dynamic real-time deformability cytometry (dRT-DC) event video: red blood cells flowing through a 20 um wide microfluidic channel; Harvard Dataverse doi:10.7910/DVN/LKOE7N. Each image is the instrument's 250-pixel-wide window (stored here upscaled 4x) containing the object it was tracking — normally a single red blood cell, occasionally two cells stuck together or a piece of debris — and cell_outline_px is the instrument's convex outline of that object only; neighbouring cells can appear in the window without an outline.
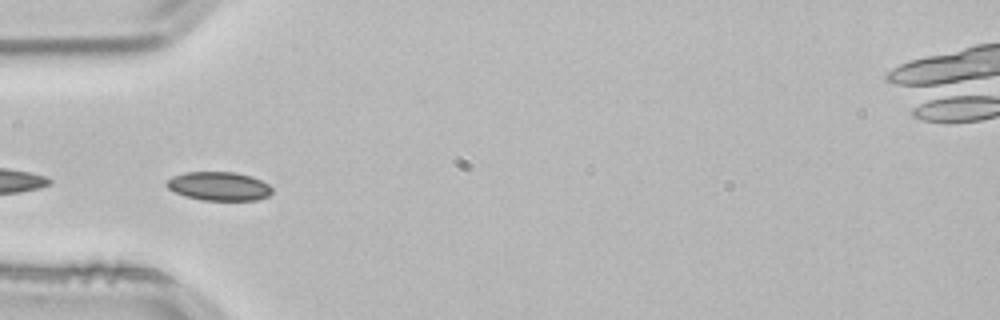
{"species": "common noctule bat (a hibernating species)", "species_latin": "Nyctalus noctula", "temperature_condition": "room temperature", "stored_images_in_passage": 37, "camera_frame_rate_fps": 3000, "um_per_image_px": 0.085, "animal": {"sex": "male", "body_mass_g": 21.5, "forearm_length_mm": 52.0}, "frame": {"image": 1, "passage_image": 1, "time_ms": 0.0, "image_size_px": [1000, 320], "cell_outline_px": [[272, 192], [268, 196], [256, 200], [200, 200], [184, 196], [168, 188], [164, 184], [164, 180], [172, 176], [184, 172], [236, 172], [252, 176], [268, 184], [272, 188]], "centroid_in_image_um": [18.57, 15.82], "position_along_channel_um": 66.4, "area_um2": 17.86}}
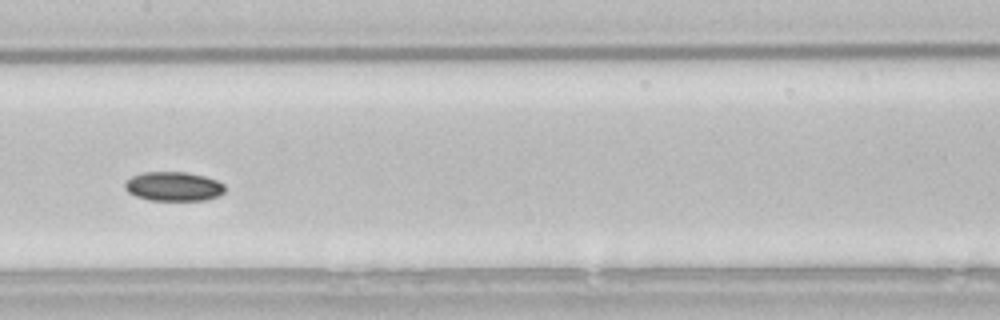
{"frame": {"image": 2, "passage_image": 11, "time_ms": 3.333, "image_size_px": [1000, 320], "cell_outline_px": [[224, 192], [220, 196], [204, 200], [152, 200], [136, 196], [128, 192], [124, 188], [124, 184], [132, 176], [144, 172], [188, 172], [204, 176], [216, 180], [224, 184]], "centroid_in_image_um": [14.77, 15.84], "position_along_channel_um": 192.6, "area_um2": 16.99}}